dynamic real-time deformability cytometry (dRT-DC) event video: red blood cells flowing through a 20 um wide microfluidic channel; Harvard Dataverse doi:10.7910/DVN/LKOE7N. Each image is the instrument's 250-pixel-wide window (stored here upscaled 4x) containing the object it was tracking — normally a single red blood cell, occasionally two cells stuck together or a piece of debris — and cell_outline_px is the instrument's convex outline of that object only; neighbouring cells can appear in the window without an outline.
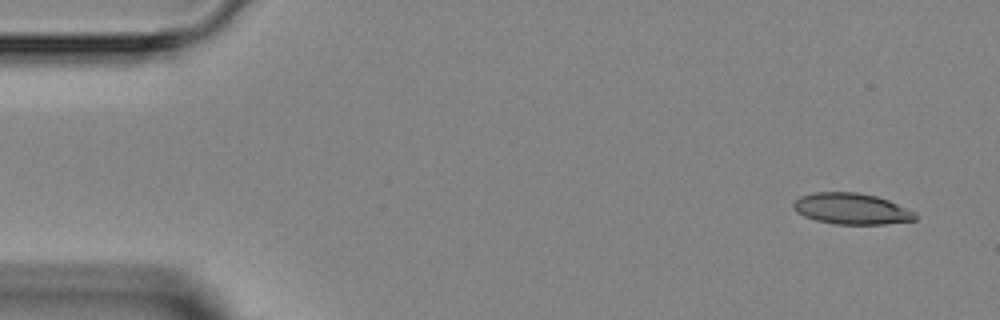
{"species": "Egyptian fruit bat (a non-hibernating species)", "species_latin": "Rousettus aegyptiacus", "temperature_condition": "room temperature", "stored_images_in_passage": 4, "camera_frame_rate_fps": 3000, "um_per_image_px": 0.085, "animal": {"sex": "female"}, "frame": {"image": 1, "passage_image": 1, "time_ms": 0.0, "image_size_px": [1000, 320], "cell_outline_px": [[916, 220], [884, 224], [836, 224], [816, 220], [804, 216], [796, 212], [792, 208], [792, 204], [800, 196], [812, 192], [856, 192], [876, 196], [888, 200], [916, 212]], "centroid_in_image_um": [72.36, 17.74], "position_along_channel_um": 12.6, "area_um2": 22.14}}
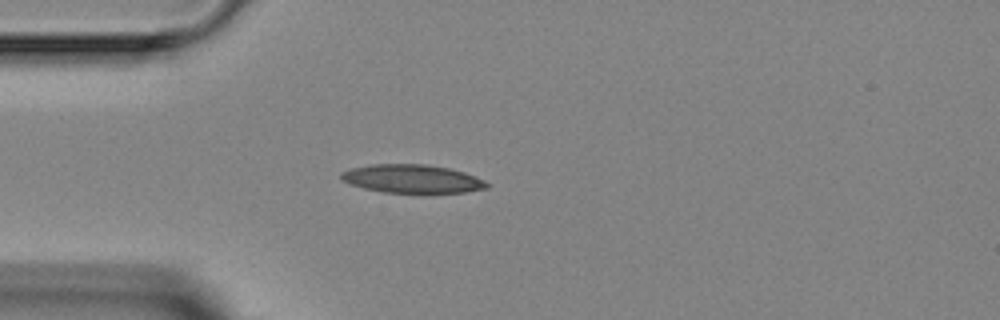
{"frame": {"image": 2, "passage_image": 4, "time_ms": 3.333, "image_size_px": [1000, 320], "cell_outline_px": [[488, 188], [464, 192], [384, 192], [364, 188], [352, 184], [344, 180], [340, 176], [340, 172], [352, 168], [372, 164], [428, 164], [448, 168], [464, 172], [476, 176], [484, 180], [488, 184]], "centroid_in_image_um": [35.05, 15.18], "position_along_channel_um": 50.0, "area_um2": 23.81}}